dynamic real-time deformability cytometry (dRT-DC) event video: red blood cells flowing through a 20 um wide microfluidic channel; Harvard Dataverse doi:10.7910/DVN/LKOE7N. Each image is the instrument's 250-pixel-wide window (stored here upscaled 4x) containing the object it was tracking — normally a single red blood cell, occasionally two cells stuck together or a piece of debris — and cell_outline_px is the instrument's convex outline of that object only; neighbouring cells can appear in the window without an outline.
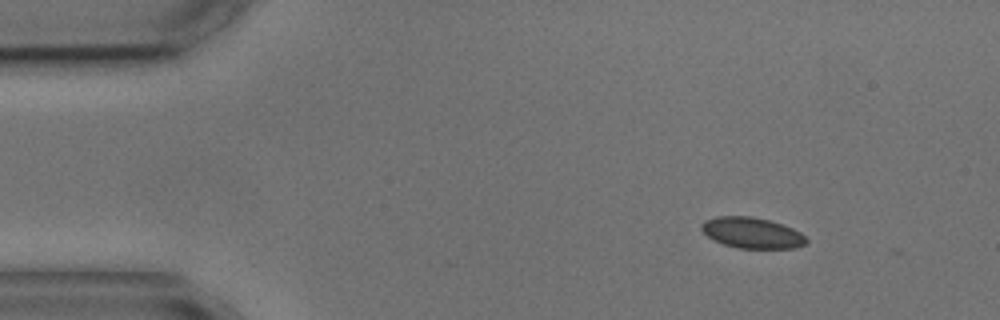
{"species": "common noctule bat (a hibernating species)", "species_latin": "Nyctalus noctula", "temperature_condition": "cold", "stored_images_in_passage": 1, "camera_frame_rate_fps": 3000, "um_per_image_px": 0.085, "animal": {"sex": "male", "body_mass_g": 17.9, "forearm_length_mm": 54.2}, "frame": {"image": 1, "passage_image": 1, "time_ms": 0.0, "image_size_px": [1000, 320], "cell_outline_px": [[808, 240], [804, 244], [796, 248], [740, 248], [724, 244], [708, 236], [700, 228], [700, 224], [704, 220], [716, 216], [752, 216], [768, 220], [792, 228], [800, 232]], "centroid_in_image_um": [63.9, 19.78], "position_along_channel_um": 21.1, "area_um2": 18.67}}